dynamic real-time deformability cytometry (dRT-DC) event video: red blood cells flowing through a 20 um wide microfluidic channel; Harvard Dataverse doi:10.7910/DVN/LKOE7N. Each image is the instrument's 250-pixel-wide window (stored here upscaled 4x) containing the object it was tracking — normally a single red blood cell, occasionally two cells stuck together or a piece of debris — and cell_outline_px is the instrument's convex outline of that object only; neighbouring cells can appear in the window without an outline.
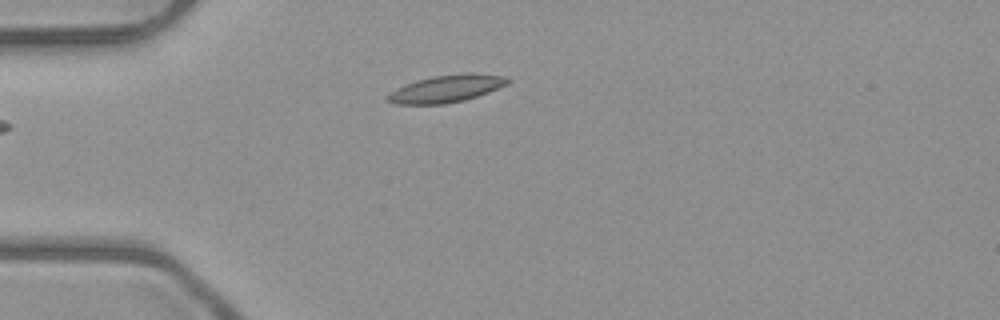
{"species": "common noctule bat (a hibernating species)", "species_latin": "Nyctalus noctula", "temperature_condition": "room temperature", "stored_images_in_passage": 1, "camera_frame_rate_fps": 3000, "um_per_image_px": 0.085, "animal": {"sex": "male", "body_mass_g": 23.1, "forearm_length_mm": 52.7}, "frame": {"image": 1, "passage_image": 1, "time_ms": 0.0, "image_size_px": [1000, 320], "cell_outline_px": [[512, 80], [508, 84], [488, 92], [464, 100], [444, 104], [392, 104], [384, 100], [384, 96], [396, 88], [416, 80], [432, 76], [464, 72], [472, 72], [504, 76]], "centroid_in_image_um": [37.9, 7.53], "position_along_channel_um": 47.1, "area_um2": 19.42}}